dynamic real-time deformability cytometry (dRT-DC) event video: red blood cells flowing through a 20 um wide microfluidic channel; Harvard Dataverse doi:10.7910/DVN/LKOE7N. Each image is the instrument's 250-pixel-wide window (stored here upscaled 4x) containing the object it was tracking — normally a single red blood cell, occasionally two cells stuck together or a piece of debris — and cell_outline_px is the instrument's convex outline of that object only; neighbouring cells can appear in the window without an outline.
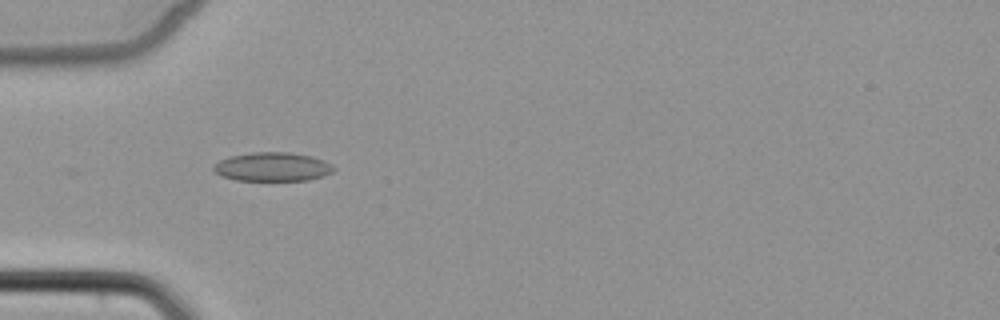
{"species": "common noctule bat (a hibernating species)", "species_latin": "Nyctalus noctula", "temperature_condition": "cold", "stored_images_in_passage": 6, "camera_frame_rate_fps": 3000, "um_per_image_px": 0.085, "animal": {"sex": "female", "body_mass_g": 22.7, "forearm_length_mm": 54.2}, "frame": {"image": 1, "passage_image": 5, "time_ms": 4.667, "image_size_px": [1000, 320], "cell_outline_px": [[336, 168], [332, 172], [324, 176], [308, 180], [236, 180], [220, 176], [212, 172], [212, 164], [220, 160], [232, 156], [252, 152], [288, 152], [312, 156], [324, 160], [332, 164]], "centroid_in_image_um": [23.14, 14.18], "position_along_channel_um": 61.9, "area_um2": 20.4}}
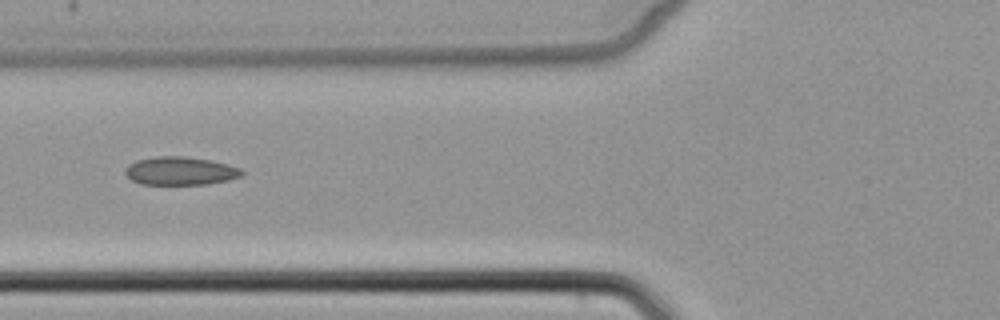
{"frame": {"image": 2, "passage_image": 6, "time_ms": 6.0, "image_size_px": [1000, 320], "cell_outline_px": [[244, 172], [240, 176], [228, 180], [208, 184], [140, 184], [132, 180], [124, 172], [128, 164], [136, 160], [156, 156], [184, 156], [212, 160], [228, 164], [240, 168]], "centroid_in_image_um": [15.32, 14.52], "position_along_channel_um": 110.5, "area_um2": 19.25}}